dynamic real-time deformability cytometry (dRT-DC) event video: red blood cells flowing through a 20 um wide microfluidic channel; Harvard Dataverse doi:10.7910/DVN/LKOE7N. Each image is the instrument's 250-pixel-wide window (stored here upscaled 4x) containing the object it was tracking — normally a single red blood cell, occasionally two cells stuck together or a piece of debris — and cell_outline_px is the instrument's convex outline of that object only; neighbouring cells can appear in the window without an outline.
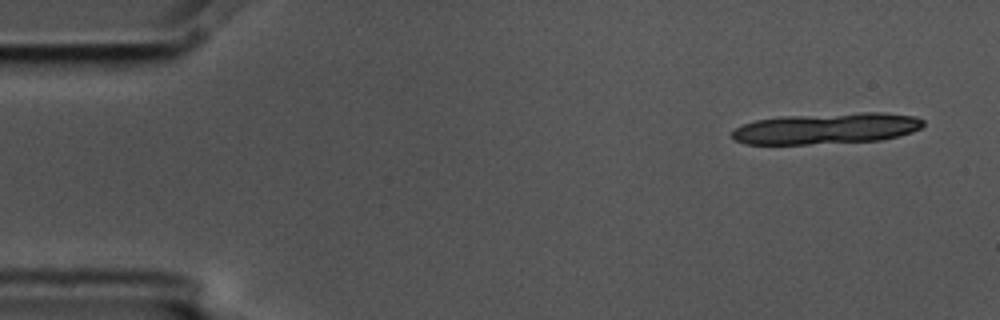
{"species": "common noctule bat (a hibernating species)", "species_latin": "Nyctalus noctula", "temperature_condition": "cold", "stored_images_in_passage": 6, "segment_of_instrument_passage": [1, 2], "camera_frame_rate_fps": 3000, "um_per_image_px": 0.085, "animal": {"sex": "male", "body_mass_g": 17.5, "forearm_length_mm": 52.3}, "frame": {"image": 1, "passage_image": 1, "time_ms": 0.0, "image_size_px": [1000, 320], "cell_outline_px": [[924, 124], [920, 128], [912, 132], [900, 136], [880, 140], [808, 144], [744, 144], [736, 140], [732, 136], [732, 132], [736, 128], [744, 124], [756, 120], [780, 116], [860, 112], [884, 112], [916, 116], [924, 120]], "centroid_in_image_um": [70.29, 10.91], "position_along_channel_um": 14.7, "area_um2": 34.8}}